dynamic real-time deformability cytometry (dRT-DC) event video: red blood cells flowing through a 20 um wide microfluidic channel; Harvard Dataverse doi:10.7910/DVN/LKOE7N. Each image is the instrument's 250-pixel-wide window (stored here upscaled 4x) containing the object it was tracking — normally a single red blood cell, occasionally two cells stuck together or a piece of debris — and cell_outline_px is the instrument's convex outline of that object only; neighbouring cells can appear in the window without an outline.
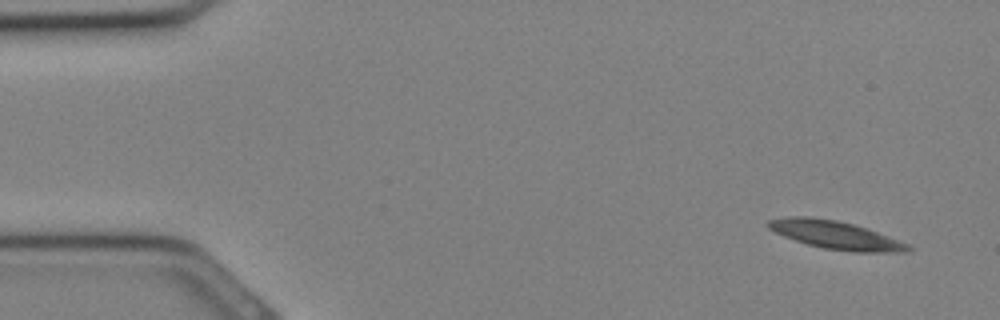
{"species": "Egyptian fruit bat (a non-hibernating species)", "species_latin": "Rousettus aegyptiacus", "temperature_condition": "cold", "stored_images_in_passage": 31, "camera_frame_rate_fps": 3000, "um_per_image_px": 0.085, "animal": {"sex": "female"}, "frame": {"image": 1, "passage_image": 1, "time_ms": 0.0, "image_size_px": [1000, 320], "cell_outline_px": [[912, 248], [908, 252], [852, 252], [824, 248], [808, 244], [784, 236], [768, 228], [764, 224], [768, 220], [792, 216], [808, 216], [836, 220], [852, 224], [876, 232], [908, 244]], "centroid_in_image_um": [70.98, 19.97], "position_along_channel_um": 14.0, "area_um2": 22.54}}
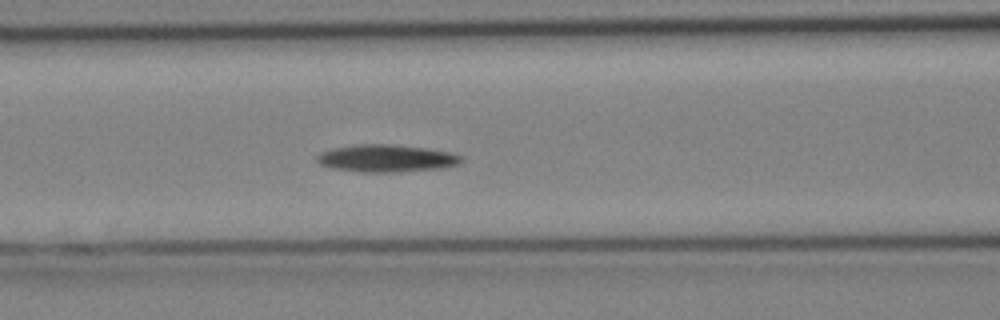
{"frame": {"image": 2, "passage_image": 12, "time_ms": 3.667, "image_size_px": [1000, 320], "cell_outline_px": [[464, 160], [460, 164], [440, 168], [400, 172], [360, 172], [332, 168], [320, 164], [316, 160], [316, 156], [320, 152], [332, 148], [356, 144], [392, 144], [428, 148], [452, 152], [464, 156]], "centroid_in_image_um": [32.88, 13.45], "position_along_channel_um": 133.7, "area_um2": 23.41}}
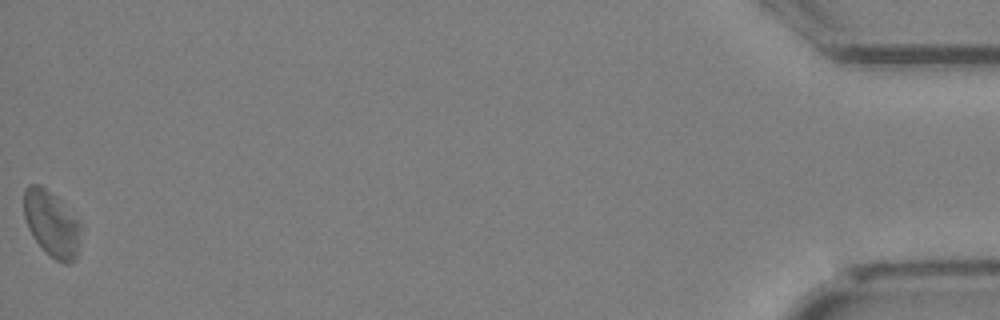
{"frame": {"image": 3, "passage_image": 31, "time_ms": 10.0, "image_size_px": [1000, 320], "cell_outline_px": [[80, 228], [76, 260], [68, 264], [64, 264], [56, 260], [32, 236], [28, 228], [24, 216], [24, 188], [28, 184], [40, 184], [80, 224]], "centroid_in_image_um": [4.34, 19.05], "position_along_channel_um": 430.9, "area_um2": 20.81}}